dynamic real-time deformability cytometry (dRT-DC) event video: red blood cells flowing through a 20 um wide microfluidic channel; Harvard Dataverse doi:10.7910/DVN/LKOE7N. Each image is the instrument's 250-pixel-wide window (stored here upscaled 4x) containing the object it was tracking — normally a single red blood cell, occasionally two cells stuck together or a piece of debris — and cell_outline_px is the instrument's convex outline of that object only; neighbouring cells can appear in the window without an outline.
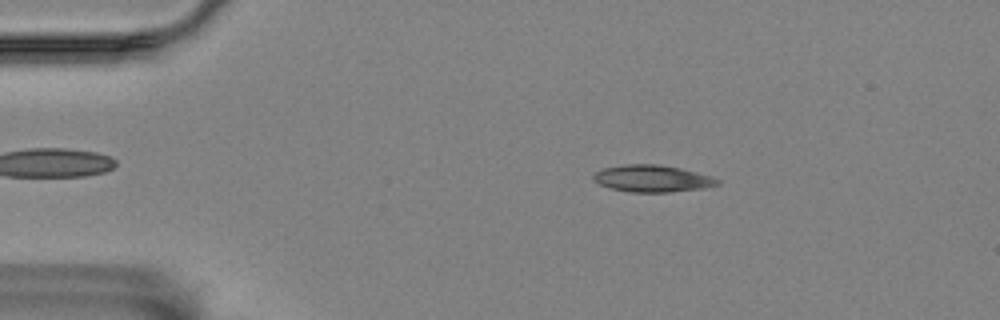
{"species": "Egyptian fruit bat (a non-hibernating species)", "species_latin": "Rousettus aegyptiacus", "temperature_condition": "room temperature", "stored_images_in_passage": 55, "camera_frame_rate_fps": 3000, "um_per_image_px": 0.085, "animal": {"sex": "female"}, "frame": {"image": 1, "passage_image": 9, "time_ms": 2.667, "image_size_px": [1000, 320], "cell_outline_px": [[720, 184], [704, 188], [672, 192], [632, 192], [608, 188], [592, 180], [592, 176], [596, 172], [604, 168], [624, 164], [656, 164], [680, 168], [712, 176], [720, 180]], "centroid_in_image_um": [55.45, 15.18], "position_along_channel_um": 29.6, "area_um2": 19.54}}
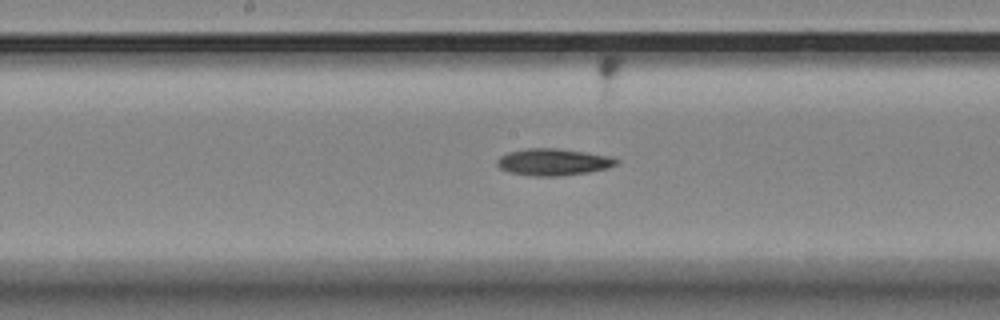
{"frame": {"image": 2, "passage_image": 28, "time_ms": 9.0, "image_size_px": [1000, 320], "cell_outline_px": [[620, 160], [616, 164], [608, 168], [588, 172], [560, 176], [528, 176], [508, 172], [500, 168], [496, 164], [496, 160], [500, 156], [508, 152], [528, 148], [556, 148], [608, 156]], "centroid_in_image_um": [46.97, 13.78], "position_along_channel_um": 201.2, "area_um2": 18.61}}
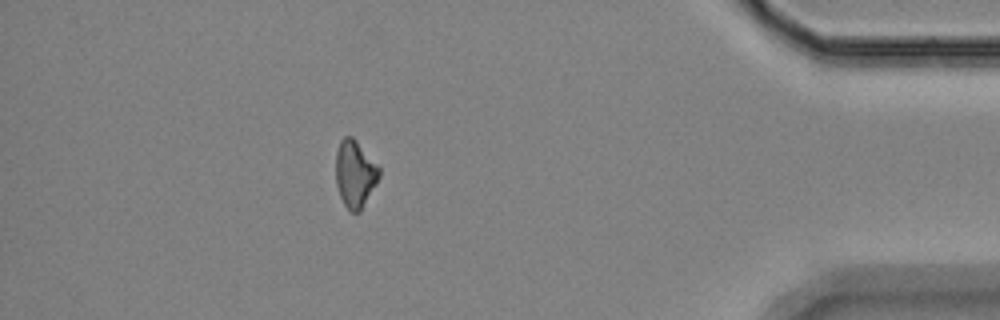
{"frame": {"image": 3, "passage_image": 49, "time_ms": 16.0, "image_size_px": [1000, 320], "cell_outline_px": [[380, 176], [376, 184], [360, 212], [352, 212], [344, 204], [340, 196], [336, 184], [336, 152], [340, 140], [344, 136], [352, 136], [356, 140], [380, 168]], "centroid_in_image_um": [30.17, 14.77], "position_along_channel_um": 405.0, "area_um2": 16.88}, "authors_computed_cell_mechanics": {"area_um2": 17.918, "velocity_mm_per_s": 3.5269, "shape_relaxation_time_tau1_ms": 5.8694, "shape_relaxation_time_tau2_ms": null, "deformation_change_tau1": 0.1106, "deformation_change_tau2": null}}